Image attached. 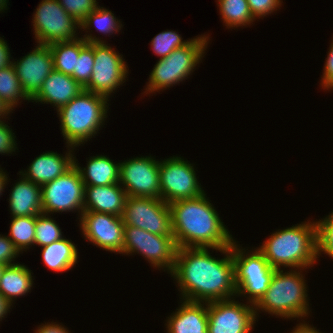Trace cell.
<instances>
[{
  "label": "cell",
  "mask_w": 333,
  "mask_h": 333,
  "mask_svg": "<svg viewBox=\"0 0 333 333\" xmlns=\"http://www.w3.org/2000/svg\"><path fill=\"white\" fill-rule=\"evenodd\" d=\"M35 333H70L64 325L56 324V322H48L38 326Z\"/></svg>",
  "instance_id": "cell-41"
},
{
  "label": "cell",
  "mask_w": 333,
  "mask_h": 333,
  "mask_svg": "<svg viewBox=\"0 0 333 333\" xmlns=\"http://www.w3.org/2000/svg\"><path fill=\"white\" fill-rule=\"evenodd\" d=\"M21 88L31 100L38 94L44 80L54 70V59L48 45L37 44L36 48L20 60L13 61Z\"/></svg>",
  "instance_id": "cell-17"
},
{
  "label": "cell",
  "mask_w": 333,
  "mask_h": 333,
  "mask_svg": "<svg viewBox=\"0 0 333 333\" xmlns=\"http://www.w3.org/2000/svg\"><path fill=\"white\" fill-rule=\"evenodd\" d=\"M79 24L98 7L96 0H57Z\"/></svg>",
  "instance_id": "cell-35"
},
{
  "label": "cell",
  "mask_w": 333,
  "mask_h": 333,
  "mask_svg": "<svg viewBox=\"0 0 333 333\" xmlns=\"http://www.w3.org/2000/svg\"><path fill=\"white\" fill-rule=\"evenodd\" d=\"M302 270L305 269H291L287 272L276 269L267 291L254 306L256 320L259 310L284 319L309 316V298Z\"/></svg>",
  "instance_id": "cell-5"
},
{
  "label": "cell",
  "mask_w": 333,
  "mask_h": 333,
  "mask_svg": "<svg viewBox=\"0 0 333 333\" xmlns=\"http://www.w3.org/2000/svg\"><path fill=\"white\" fill-rule=\"evenodd\" d=\"M34 244L40 247L62 239V231L56 221L49 214L41 213L36 216Z\"/></svg>",
  "instance_id": "cell-31"
},
{
  "label": "cell",
  "mask_w": 333,
  "mask_h": 333,
  "mask_svg": "<svg viewBox=\"0 0 333 333\" xmlns=\"http://www.w3.org/2000/svg\"><path fill=\"white\" fill-rule=\"evenodd\" d=\"M127 197V193L119 183L106 186H85L84 211L122 216Z\"/></svg>",
  "instance_id": "cell-20"
},
{
  "label": "cell",
  "mask_w": 333,
  "mask_h": 333,
  "mask_svg": "<svg viewBox=\"0 0 333 333\" xmlns=\"http://www.w3.org/2000/svg\"><path fill=\"white\" fill-rule=\"evenodd\" d=\"M124 226H133L156 235L173 236L171 210L162 199L127 197L122 215Z\"/></svg>",
  "instance_id": "cell-13"
},
{
  "label": "cell",
  "mask_w": 333,
  "mask_h": 333,
  "mask_svg": "<svg viewBox=\"0 0 333 333\" xmlns=\"http://www.w3.org/2000/svg\"><path fill=\"white\" fill-rule=\"evenodd\" d=\"M5 120H0V154H12L17 149L15 134Z\"/></svg>",
  "instance_id": "cell-37"
},
{
  "label": "cell",
  "mask_w": 333,
  "mask_h": 333,
  "mask_svg": "<svg viewBox=\"0 0 333 333\" xmlns=\"http://www.w3.org/2000/svg\"><path fill=\"white\" fill-rule=\"evenodd\" d=\"M182 39L181 35L177 34L176 31H162L151 40V48L162 59L171 54L175 49L181 48L191 41V39Z\"/></svg>",
  "instance_id": "cell-32"
},
{
  "label": "cell",
  "mask_w": 333,
  "mask_h": 333,
  "mask_svg": "<svg viewBox=\"0 0 333 333\" xmlns=\"http://www.w3.org/2000/svg\"><path fill=\"white\" fill-rule=\"evenodd\" d=\"M275 269H307L317 262L316 223L302 222L272 233L258 248Z\"/></svg>",
  "instance_id": "cell-3"
},
{
  "label": "cell",
  "mask_w": 333,
  "mask_h": 333,
  "mask_svg": "<svg viewBox=\"0 0 333 333\" xmlns=\"http://www.w3.org/2000/svg\"><path fill=\"white\" fill-rule=\"evenodd\" d=\"M11 305L7 302V300L0 294V321L7 316L8 312H10Z\"/></svg>",
  "instance_id": "cell-43"
},
{
  "label": "cell",
  "mask_w": 333,
  "mask_h": 333,
  "mask_svg": "<svg viewBox=\"0 0 333 333\" xmlns=\"http://www.w3.org/2000/svg\"><path fill=\"white\" fill-rule=\"evenodd\" d=\"M37 43L50 45L78 39L80 24L68 14L57 0H42L33 15Z\"/></svg>",
  "instance_id": "cell-10"
},
{
  "label": "cell",
  "mask_w": 333,
  "mask_h": 333,
  "mask_svg": "<svg viewBox=\"0 0 333 333\" xmlns=\"http://www.w3.org/2000/svg\"><path fill=\"white\" fill-rule=\"evenodd\" d=\"M94 67L93 42L87 43L79 52L76 58V70L73 78L84 88L90 81Z\"/></svg>",
  "instance_id": "cell-34"
},
{
  "label": "cell",
  "mask_w": 333,
  "mask_h": 333,
  "mask_svg": "<svg viewBox=\"0 0 333 333\" xmlns=\"http://www.w3.org/2000/svg\"><path fill=\"white\" fill-rule=\"evenodd\" d=\"M31 270L23 264L7 265L0 278V294L13 306L18 296L27 295L33 288V276Z\"/></svg>",
  "instance_id": "cell-24"
},
{
  "label": "cell",
  "mask_w": 333,
  "mask_h": 333,
  "mask_svg": "<svg viewBox=\"0 0 333 333\" xmlns=\"http://www.w3.org/2000/svg\"><path fill=\"white\" fill-rule=\"evenodd\" d=\"M41 192L43 213L78 211L81 217L85 185L75 165L62 176L43 184Z\"/></svg>",
  "instance_id": "cell-11"
},
{
  "label": "cell",
  "mask_w": 333,
  "mask_h": 333,
  "mask_svg": "<svg viewBox=\"0 0 333 333\" xmlns=\"http://www.w3.org/2000/svg\"><path fill=\"white\" fill-rule=\"evenodd\" d=\"M80 230L88 241L100 249L121 254L124 247L122 216L102 212L83 211Z\"/></svg>",
  "instance_id": "cell-16"
},
{
  "label": "cell",
  "mask_w": 333,
  "mask_h": 333,
  "mask_svg": "<svg viewBox=\"0 0 333 333\" xmlns=\"http://www.w3.org/2000/svg\"><path fill=\"white\" fill-rule=\"evenodd\" d=\"M19 250L6 235L0 234V263L4 265L17 264L14 259L19 255ZM13 262V263H12Z\"/></svg>",
  "instance_id": "cell-38"
},
{
  "label": "cell",
  "mask_w": 333,
  "mask_h": 333,
  "mask_svg": "<svg viewBox=\"0 0 333 333\" xmlns=\"http://www.w3.org/2000/svg\"><path fill=\"white\" fill-rule=\"evenodd\" d=\"M217 2L222 21L228 29L249 26L255 21L247 0H218Z\"/></svg>",
  "instance_id": "cell-27"
},
{
  "label": "cell",
  "mask_w": 333,
  "mask_h": 333,
  "mask_svg": "<svg viewBox=\"0 0 333 333\" xmlns=\"http://www.w3.org/2000/svg\"><path fill=\"white\" fill-rule=\"evenodd\" d=\"M109 99L83 90L57 110L60 128L67 145L79 147L98 133L107 118Z\"/></svg>",
  "instance_id": "cell-4"
},
{
  "label": "cell",
  "mask_w": 333,
  "mask_h": 333,
  "mask_svg": "<svg viewBox=\"0 0 333 333\" xmlns=\"http://www.w3.org/2000/svg\"><path fill=\"white\" fill-rule=\"evenodd\" d=\"M36 216L12 217L8 238L20 253L34 245Z\"/></svg>",
  "instance_id": "cell-29"
},
{
  "label": "cell",
  "mask_w": 333,
  "mask_h": 333,
  "mask_svg": "<svg viewBox=\"0 0 333 333\" xmlns=\"http://www.w3.org/2000/svg\"><path fill=\"white\" fill-rule=\"evenodd\" d=\"M232 255L237 296L246 297L248 303L255 306L267 291L276 269L269 265L258 248L246 252L235 240L232 243Z\"/></svg>",
  "instance_id": "cell-7"
},
{
  "label": "cell",
  "mask_w": 333,
  "mask_h": 333,
  "mask_svg": "<svg viewBox=\"0 0 333 333\" xmlns=\"http://www.w3.org/2000/svg\"><path fill=\"white\" fill-rule=\"evenodd\" d=\"M6 265L0 263V278H1V274H2V271L3 269L5 268Z\"/></svg>",
  "instance_id": "cell-46"
},
{
  "label": "cell",
  "mask_w": 333,
  "mask_h": 333,
  "mask_svg": "<svg viewBox=\"0 0 333 333\" xmlns=\"http://www.w3.org/2000/svg\"><path fill=\"white\" fill-rule=\"evenodd\" d=\"M181 303L166 320L167 333H207V303L186 300Z\"/></svg>",
  "instance_id": "cell-21"
},
{
  "label": "cell",
  "mask_w": 333,
  "mask_h": 333,
  "mask_svg": "<svg viewBox=\"0 0 333 333\" xmlns=\"http://www.w3.org/2000/svg\"><path fill=\"white\" fill-rule=\"evenodd\" d=\"M208 250V248L177 249L175 264L170 275L178 283L182 297L180 299L210 303L237 297L232 245L214 248L225 255L222 259L211 256Z\"/></svg>",
  "instance_id": "cell-1"
},
{
  "label": "cell",
  "mask_w": 333,
  "mask_h": 333,
  "mask_svg": "<svg viewBox=\"0 0 333 333\" xmlns=\"http://www.w3.org/2000/svg\"><path fill=\"white\" fill-rule=\"evenodd\" d=\"M316 223L317 258L321 252L333 258V212Z\"/></svg>",
  "instance_id": "cell-33"
},
{
  "label": "cell",
  "mask_w": 333,
  "mask_h": 333,
  "mask_svg": "<svg viewBox=\"0 0 333 333\" xmlns=\"http://www.w3.org/2000/svg\"><path fill=\"white\" fill-rule=\"evenodd\" d=\"M74 156V165L80 172L85 186H106L119 183L120 163L105 155L89 157L86 167H80Z\"/></svg>",
  "instance_id": "cell-23"
},
{
  "label": "cell",
  "mask_w": 333,
  "mask_h": 333,
  "mask_svg": "<svg viewBox=\"0 0 333 333\" xmlns=\"http://www.w3.org/2000/svg\"><path fill=\"white\" fill-rule=\"evenodd\" d=\"M20 99L29 101L21 88L13 64L0 69V100L12 112Z\"/></svg>",
  "instance_id": "cell-28"
},
{
  "label": "cell",
  "mask_w": 333,
  "mask_h": 333,
  "mask_svg": "<svg viewBox=\"0 0 333 333\" xmlns=\"http://www.w3.org/2000/svg\"><path fill=\"white\" fill-rule=\"evenodd\" d=\"M9 194L11 217L38 216L42 211L41 185L26 179L22 174Z\"/></svg>",
  "instance_id": "cell-22"
},
{
  "label": "cell",
  "mask_w": 333,
  "mask_h": 333,
  "mask_svg": "<svg viewBox=\"0 0 333 333\" xmlns=\"http://www.w3.org/2000/svg\"><path fill=\"white\" fill-rule=\"evenodd\" d=\"M83 90L84 88L73 77L53 70L31 101L42 104L50 103L58 110L77 97Z\"/></svg>",
  "instance_id": "cell-19"
},
{
  "label": "cell",
  "mask_w": 333,
  "mask_h": 333,
  "mask_svg": "<svg viewBox=\"0 0 333 333\" xmlns=\"http://www.w3.org/2000/svg\"><path fill=\"white\" fill-rule=\"evenodd\" d=\"M120 20L116 19L114 14L104 7L98 6L93 12L86 16V18L80 23V30H91L96 26L97 31L107 35H112L114 32L117 33L123 27Z\"/></svg>",
  "instance_id": "cell-30"
},
{
  "label": "cell",
  "mask_w": 333,
  "mask_h": 333,
  "mask_svg": "<svg viewBox=\"0 0 333 333\" xmlns=\"http://www.w3.org/2000/svg\"><path fill=\"white\" fill-rule=\"evenodd\" d=\"M8 47L9 46L4 38L0 37V69L10 66L13 63V60H10L12 57Z\"/></svg>",
  "instance_id": "cell-40"
},
{
  "label": "cell",
  "mask_w": 333,
  "mask_h": 333,
  "mask_svg": "<svg viewBox=\"0 0 333 333\" xmlns=\"http://www.w3.org/2000/svg\"><path fill=\"white\" fill-rule=\"evenodd\" d=\"M250 12L254 19L265 17L280 8L282 0H247Z\"/></svg>",
  "instance_id": "cell-36"
},
{
  "label": "cell",
  "mask_w": 333,
  "mask_h": 333,
  "mask_svg": "<svg viewBox=\"0 0 333 333\" xmlns=\"http://www.w3.org/2000/svg\"><path fill=\"white\" fill-rule=\"evenodd\" d=\"M77 246L71 240L62 238L42 247V260L48 269L65 272L72 269L78 260Z\"/></svg>",
  "instance_id": "cell-25"
},
{
  "label": "cell",
  "mask_w": 333,
  "mask_h": 333,
  "mask_svg": "<svg viewBox=\"0 0 333 333\" xmlns=\"http://www.w3.org/2000/svg\"><path fill=\"white\" fill-rule=\"evenodd\" d=\"M160 161L151 156L120 162L119 184L128 197L161 199Z\"/></svg>",
  "instance_id": "cell-14"
},
{
  "label": "cell",
  "mask_w": 333,
  "mask_h": 333,
  "mask_svg": "<svg viewBox=\"0 0 333 333\" xmlns=\"http://www.w3.org/2000/svg\"><path fill=\"white\" fill-rule=\"evenodd\" d=\"M315 329L316 328H314V326L312 327V325H309V323L307 324L304 321L303 323L300 322L299 324H297L291 333H322L319 332V330Z\"/></svg>",
  "instance_id": "cell-42"
},
{
  "label": "cell",
  "mask_w": 333,
  "mask_h": 333,
  "mask_svg": "<svg viewBox=\"0 0 333 333\" xmlns=\"http://www.w3.org/2000/svg\"><path fill=\"white\" fill-rule=\"evenodd\" d=\"M209 39L207 35L196 36L185 46L159 59L149 75L144 93L148 95L163 91L188 78L195 71L197 64L202 61Z\"/></svg>",
  "instance_id": "cell-6"
},
{
  "label": "cell",
  "mask_w": 333,
  "mask_h": 333,
  "mask_svg": "<svg viewBox=\"0 0 333 333\" xmlns=\"http://www.w3.org/2000/svg\"><path fill=\"white\" fill-rule=\"evenodd\" d=\"M11 111L4 105V103L0 100V120L6 118L7 115H9Z\"/></svg>",
  "instance_id": "cell-45"
},
{
  "label": "cell",
  "mask_w": 333,
  "mask_h": 333,
  "mask_svg": "<svg viewBox=\"0 0 333 333\" xmlns=\"http://www.w3.org/2000/svg\"><path fill=\"white\" fill-rule=\"evenodd\" d=\"M202 194L169 204L171 228L178 248H223L234 239L221 221L215 207Z\"/></svg>",
  "instance_id": "cell-2"
},
{
  "label": "cell",
  "mask_w": 333,
  "mask_h": 333,
  "mask_svg": "<svg viewBox=\"0 0 333 333\" xmlns=\"http://www.w3.org/2000/svg\"><path fill=\"white\" fill-rule=\"evenodd\" d=\"M87 43L93 42L94 67L89 83L84 90L103 95L109 99L114 91L126 82L128 66L125 59L114 48L99 37L86 34L82 37Z\"/></svg>",
  "instance_id": "cell-8"
},
{
  "label": "cell",
  "mask_w": 333,
  "mask_h": 333,
  "mask_svg": "<svg viewBox=\"0 0 333 333\" xmlns=\"http://www.w3.org/2000/svg\"><path fill=\"white\" fill-rule=\"evenodd\" d=\"M86 44L87 42L81 37L73 41L48 45L54 59V70L73 77V72L76 70V58Z\"/></svg>",
  "instance_id": "cell-26"
},
{
  "label": "cell",
  "mask_w": 333,
  "mask_h": 333,
  "mask_svg": "<svg viewBox=\"0 0 333 333\" xmlns=\"http://www.w3.org/2000/svg\"><path fill=\"white\" fill-rule=\"evenodd\" d=\"M327 55L321 79V87L324 90H333V40Z\"/></svg>",
  "instance_id": "cell-39"
},
{
  "label": "cell",
  "mask_w": 333,
  "mask_h": 333,
  "mask_svg": "<svg viewBox=\"0 0 333 333\" xmlns=\"http://www.w3.org/2000/svg\"><path fill=\"white\" fill-rule=\"evenodd\" d=\"M8 174L4 172L0 167V196L2 195V192H4L6 184H8Z\"/></svg>",
  "instance_id": "cell-44"
},
{
  "label": "cell",
  "mask_w": 333,
  "mask_h": 333,
  "mask_svg": "<svg viewBox=\"0 0 333 333\" xmlns=\"http://www.w3.org/2000/svg\"><path fill=\"white\" fill-rule=\"evenodd\" d=\"M196 176L193 164L182 157L173 156L161 160L159 167L161 199L170 204L177 200L201 196L205 191Z\"/></svg>",
  "instance_id": "cell-12"
},
{
  "label": "cell",
  "mask_w": 333,
  "mask_h": 333,
  "mask_svg": "<svg viewBox=\"0 0 333 333\" xmlns=\"http://www.w3.org/2000/svg\"><path fill=\"white\" fill-rule=\"evenodd\" d=\"M235 299L207 303V333H250L256 323L254 305Z\"/></svg>",
  "instance_id": "cell-15"
},
{
  "label": "cell",
  "mask_w": 333,
  "mask_h": 333,
  "mask_svg": "<svg viewBox=\"0 0 333 333\" xmlns=\"http://www.w3.org/2000/svg\"><path fill=\"white\" fill-rule=\"evenodd\" d=\"M67 147L69 151L66 152L65 157L57 152H43L32 161L26 171L24 170L23 172L21 170L19 173L26 179L41 186L51 182L74 166V154L72 151H74L75 147L69 145Z\"/></svg>",
  "instance_id": "cell-18"
},
{
  "label": "cell",
  "mask_w": 333,
  "mask_h": 333,
  "mask_svg": "<svg viewBox=\"0 0 333 333\" xmlns=\"http://www.w3.org/2000/svg\"><path fill=\"white\" fill-rule=\"evenodd\" d=\"M177 249L173 236L156 235L137 227L124 226V247L121 254H140L154 268H163L171 273Z\"/></svg>",
  "instance_id": "cell-9"
}]
</instances>
